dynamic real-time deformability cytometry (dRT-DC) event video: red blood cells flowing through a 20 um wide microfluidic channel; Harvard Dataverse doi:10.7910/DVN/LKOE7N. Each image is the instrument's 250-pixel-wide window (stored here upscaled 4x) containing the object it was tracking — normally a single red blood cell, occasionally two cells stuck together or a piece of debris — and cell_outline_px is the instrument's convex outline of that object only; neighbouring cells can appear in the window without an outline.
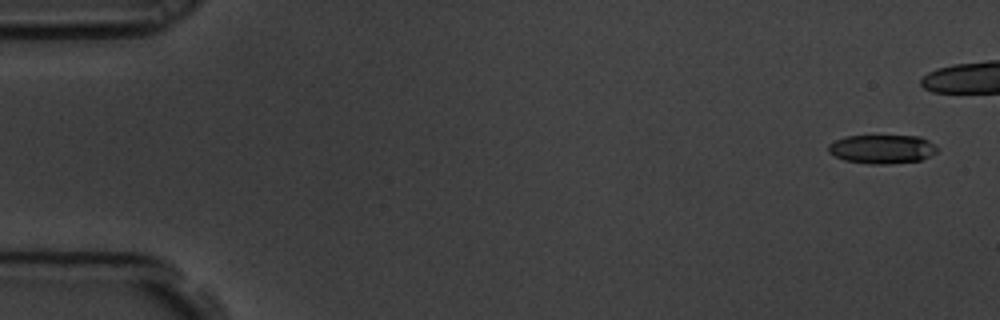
{"species": "common noctule bat (a hibernating species)", "species_latin": "Nyctalus noctula", "temperature_condition": "room temperature", "stored_images_in_passage": 6, "camera_frame_rate_fps": 3000, "um_per_image_px": 0.085, "animal": {"sex": "male", "body_mass_g": 19.5, "forearm_length_mm": 54.6}, "frame": {"image": 1, "passage_image": 1, "time_ms": 0.0, "image_size_px": [1000, 320], "cell_outline_px": [[936, 152], [920, 160], [888, 164], [872, 164], [844, 160], [828, 152], [828, 144], [844, 136], [920, 136], [936, 144]], "centroid_in_image_um": [74.97, 12.66], "position_along_channel_um": 10.0, "area_um2": 18.21}}